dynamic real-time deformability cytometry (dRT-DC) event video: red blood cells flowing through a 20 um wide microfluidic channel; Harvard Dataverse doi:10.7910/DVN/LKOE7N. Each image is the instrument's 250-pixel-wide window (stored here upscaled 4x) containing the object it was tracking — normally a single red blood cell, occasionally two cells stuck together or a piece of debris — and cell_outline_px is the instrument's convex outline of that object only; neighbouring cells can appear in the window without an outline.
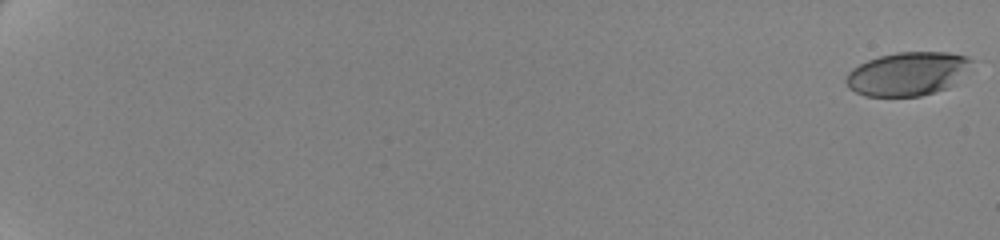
{"species": "human", "species_latin": "Homo sapiens", "temperature_condition": "cold", "stored_images_in_passage": 62, "camera_frame_rate_fps": 3000, "um_per_image_px": 0.085, "donor": {"sex": "female"}, "frame": {"image": 1, "passage_image": 1, "time_ms": 0.0, "image_size_px": [1000, 240], "cell_outline_px": [[972, 60], [948, 88], [920, 96], [864, 96], [848, 88], [844, 80], [848, 72], [852, 68], [868, 60], [880, 56], [896, 52], [948, 52], [968, 56]], "centroid_in_image_um": [77.05, 6.27], "position_along_channel_um": 7.9, "area_um2": 31.44}}
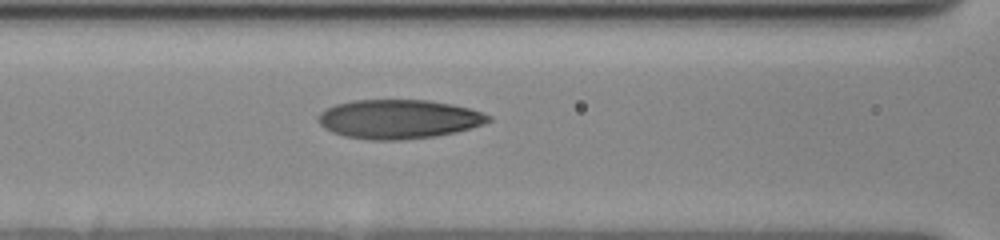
{"frame": {"image": 2, "passage_image": 32, "time_ms": 10.333, "image_size_px": [1000, 240], "cell_outline_px": [[492, 120], [484, 124], [436, 136], [400, 140], [368, 140], [344, 136], [332, 132], [324, 128], [316, 120], [316, 116], [320, 112], [336, 104], [352, 100], [428, 100], [452, 104], [468, 108], [492, 116]], "centroid_in_image_um": [33.84, 10.12], "position_along_channel_um": 132.8, "area_um2": 38.78}}
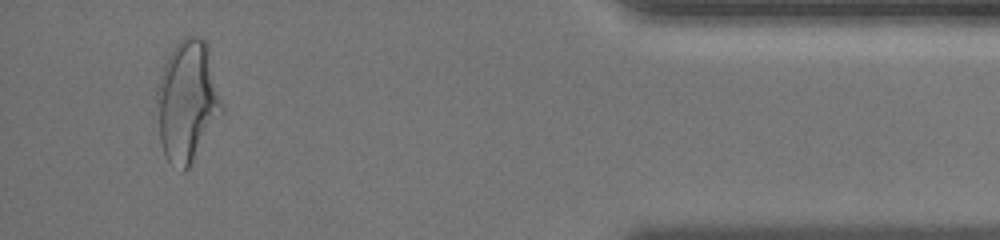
{"frame": {"image": 3, "passage_image": 60, "time_ms": 19.667, "image_size_px": [1000, 240], "cell_outline_px": [[224, 112], [188, 168], [184, 172], [168, 160], [164, 152], [160, 140], [156, 100], [156, 84], [164, 64], [172, 48], [184, 36], [200, 36], [208, 44], [224, 108]], "centroid_in_image_um": [15.93, 8.56], "position_along_channel_um": 419.3, "area_um2": 46.3}, "authors_computed_cell_mechanics": {"area_um2": 37.4544, "velocity_mm_per_s": 3.4989, "shape_relaxation_time_tau1_ms": 5.311, "shape_relaxation_time_tau2_ms": 1.4909, "deformation_change_tau1": 0.1939, "deformation_change_tau2": 0.0868}}